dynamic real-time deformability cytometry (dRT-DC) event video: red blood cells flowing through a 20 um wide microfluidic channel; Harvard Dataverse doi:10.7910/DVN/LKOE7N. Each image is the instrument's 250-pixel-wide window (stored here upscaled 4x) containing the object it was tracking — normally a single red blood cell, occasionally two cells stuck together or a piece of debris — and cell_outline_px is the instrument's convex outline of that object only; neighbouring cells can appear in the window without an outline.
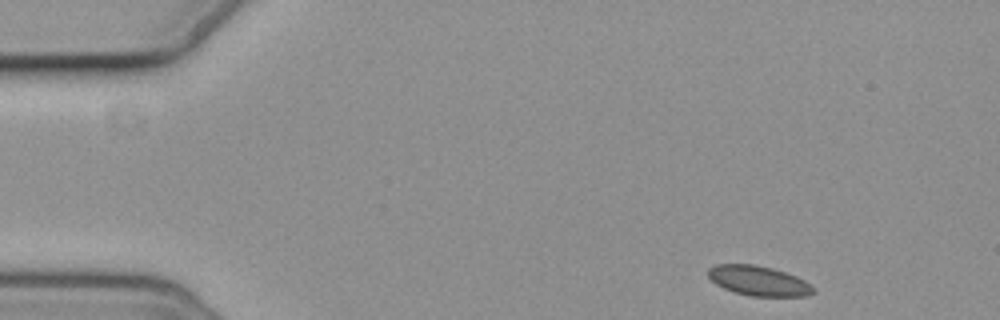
{"species": "common noctule bat (a hibernating species)", "species_latin": "Nyctalus noctula", "temperature_condition": "cold", "stored_images_in_passage": 4, "camera_frame_rate_fps": 3000, "um_per_image_px": 0.085, "animal": {"sex": "female", "body_mass_g": 19.3, "forearm_length_mm": 54.1}, "frame": {"image": 1, "passage_image": 1, "time_ms": 0.0, "image_size_px": [1000, 320], "cell_outline_px": [[816, 292], [808, 296], [752, 296], [732, 292], [716, 284], [708, 276], [708, 268], [716, 264], [756, 264], [772, 268], [796, 276], [812, 284], [816, 288]], "centroid_in_image_um": [64.51, 23.87], "position_along_channel_um": 20.5, "area_um2": 18.5}}